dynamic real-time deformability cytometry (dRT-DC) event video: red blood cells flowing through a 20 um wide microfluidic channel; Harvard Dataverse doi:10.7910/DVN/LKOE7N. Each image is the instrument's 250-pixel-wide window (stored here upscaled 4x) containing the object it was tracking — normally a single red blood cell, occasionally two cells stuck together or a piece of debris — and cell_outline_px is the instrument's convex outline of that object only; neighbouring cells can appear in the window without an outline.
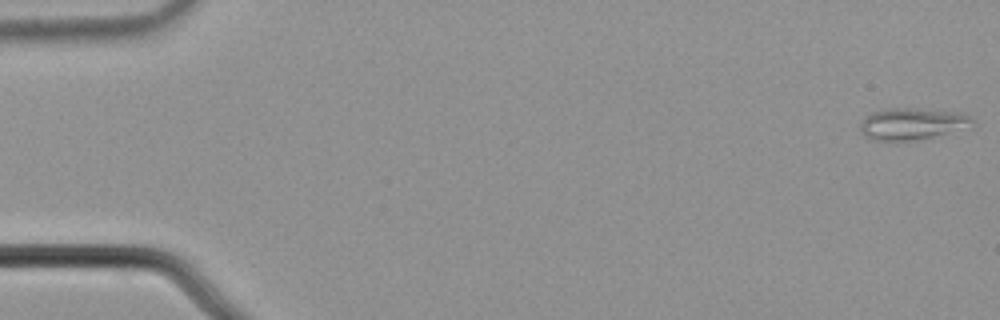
{"species": "common noctule bat (a hibernating species)", "species_latin": "Nyctalus noctula", "temperature_condition": "cold", "stored_images_in_passage": 9, "camera_frame_rate_fps": 3000, "um_per_image_px": 0.085, "animal": {"sex": "male", "body_mass_g": 21.5, "forearm_length_mm": 52.0}, "frame": {"image": 1, "passage_image": 1, "time_ms": 0.0, "image_size_px": [1000, 320], "cell_outline_px": [[976, 124], [972, 128], [916, 140], [872, 140], [864, 136], [860, 132], [860, 120], [864, 116], [872, 112], [888, 108], [916, 108], [964, 112], [972, 116]], "centroid_in_image_um": [77.6, 10.51], "position_along_channel_um": 7.4, "area_um2": 21.44}}
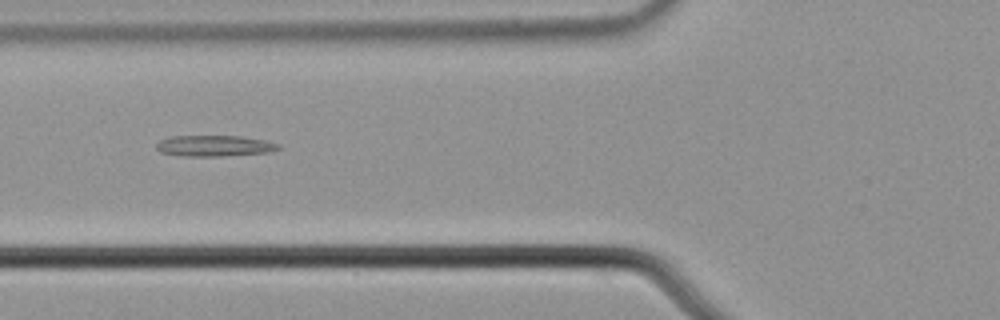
{"frame": {"image": 2, "passage_image": 6, "time_ms": 1.667, "image_size_px": [1000, 320], "cell_outline_px": [[280, 148], [272, 152], [224, 156], [184, 156], [160, 152], [156, 148], [156, 144], [160, 140], [172, 136], [240, 136], [264, 140], [280, 144]], "centroid_in_image_um": [18.24, 12.4], "position_along_channel_um": 107.6, "area_um2": 14.97}}
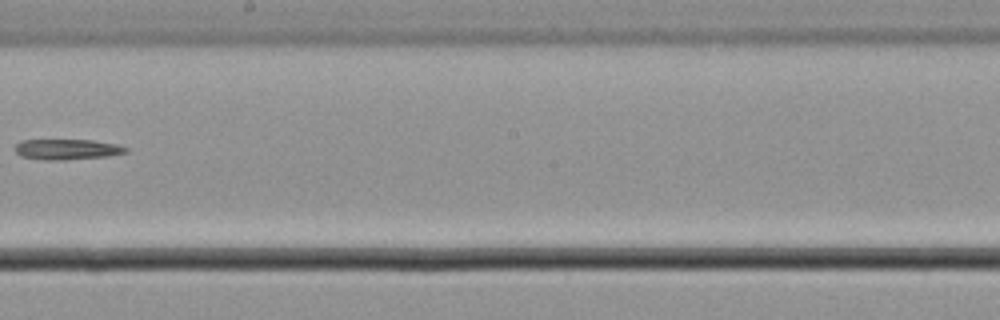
{"frame": {"image": 3, "passage_image": 9, "time_ms": 2.667, "image_size_px": [1000, 320], "cell_outline_px": [[128, 152], [108, 156], [64, 160], [44, 160], [20, 156], [16, 152], [16, 144], [20, 140], [92, 140], [116, 144], [128, 148]], "centroid_in_image_um": [5.7, 12.69], "position_along_channel_um": 242.5, "area_um2": 13.24}}